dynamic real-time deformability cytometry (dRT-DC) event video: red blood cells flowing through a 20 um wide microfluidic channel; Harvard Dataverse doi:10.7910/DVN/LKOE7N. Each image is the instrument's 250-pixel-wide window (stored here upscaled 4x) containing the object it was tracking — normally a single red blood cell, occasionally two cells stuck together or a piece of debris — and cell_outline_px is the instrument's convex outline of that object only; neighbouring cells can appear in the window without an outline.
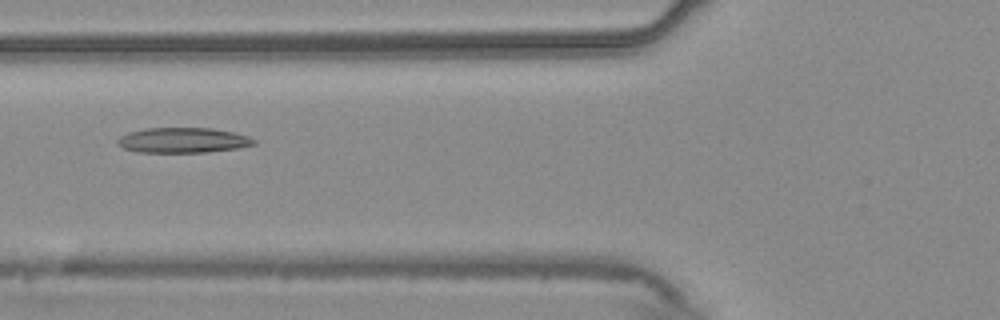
{"species": "common noctule bat (a hibernating species)", "species_latin": "Nyctalus noctula", "temperature_condition": "warm", "stored_images_in_passage": 41, "camera_frame_rate_fps": 3000, "um_per_image_px": 0.085, "animal": {"sex": "male", "body_mass_g": 20.4}, "frame": {"image": 1, "passage_image": 7, "time_ms": 2.0, "image_size_px": [1000, 320], "cell_outline_px": [[256, 144], [236, 148], [208, 152], [136, 152], [124, 148], [116, 144], [116, 140], [120, 136], [128, 132], [144, 128], [212, 128], [232, 132], [248, 136], [256, 140]], "centroid_in_image_um": [15.51, 11.92], "position_along_channel_um": 110.3, "area_um2": 20.06}}
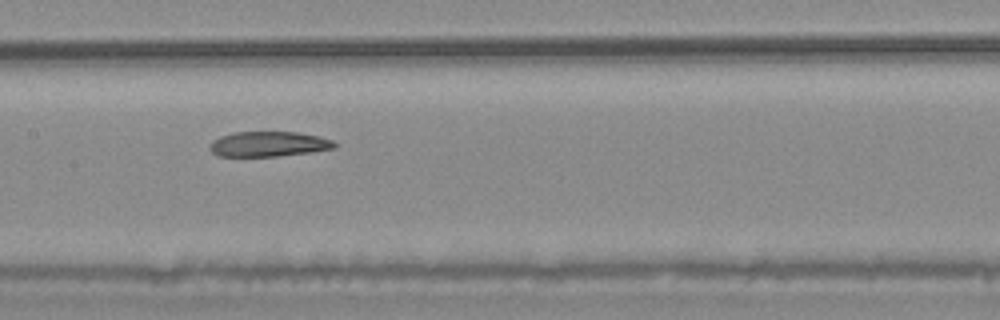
{"frame": {"image": 2, "passage_image": 13, "time_ms": 4.0, "image_size_px": [1000, 320], "cell_outline_px": [[336, 148], [312, 152], [276, 156], [216, 156], [208, 148], [208, 144], [212, 140], [220, 136], [232, 132], [296, 132], [316, 136], [332, 140], [336, 144]], "centroid_in_image_um": [22.77, 12.25], "position_along_channel_um": 184.6, "area_um2": 18.32}}
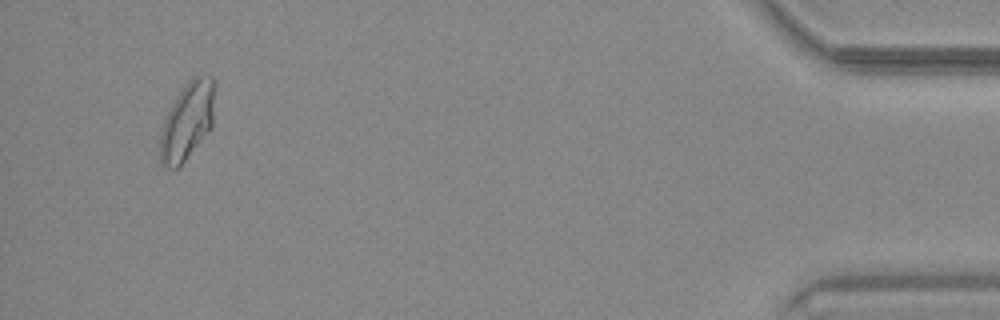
{"frame": {"image": 3, "passage_image": 38, "time_ms": 12.333, "image_size_px": [1000, 320], "cell_outline_px": [[216, 80], [212, 128], [180, 168], [168, 168], [160, 164], [160, 132], [164, 120], [172, 104], [180, 92], [192, 76], [212, 76]], "centroid_in_image_um": [15.94, 10.31], "position_along_channel_um": 419.3, "area_um2": 25.09}, "authors_computed_cell_mechanics": {"area_um2": 20.4612, "velocity_mm_per_s": 3.7112, "shape_relaxation_time_tau1_ms": null, "shape_relaxation_time_tau2_ms": 3.8418, "deformation_change_tau1": null, "deformation_change_tau2": 0.1101}}